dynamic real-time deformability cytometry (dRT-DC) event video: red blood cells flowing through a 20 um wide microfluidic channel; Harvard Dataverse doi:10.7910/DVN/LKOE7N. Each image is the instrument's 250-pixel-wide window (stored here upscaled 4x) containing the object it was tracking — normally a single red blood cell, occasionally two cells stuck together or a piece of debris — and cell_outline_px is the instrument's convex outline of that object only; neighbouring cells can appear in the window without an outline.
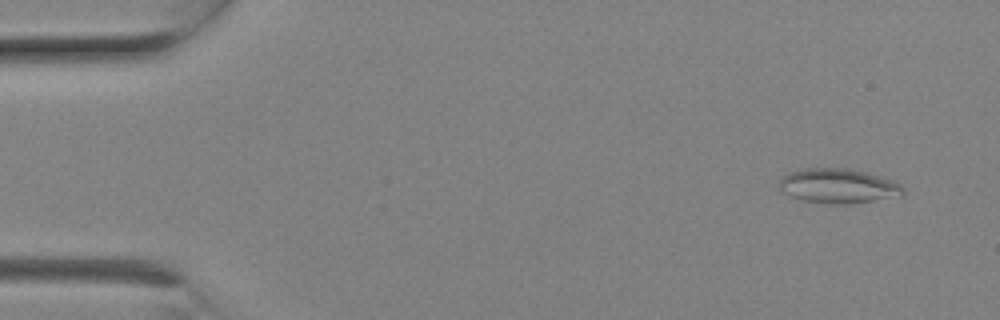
{"species": "Egyptian fruit bat (a non-hibernating species)", "species_latin": "Rousettus aegyptiacus", "temperature_condition": "room temperature", "stored_images_in_passage": 7, "camera_frame_rate_fps": 3000, "um_per_image_px": 0.085, "animal": {"sex": "female"}, "frame": {"image": 1, "passage_image": 1, "time_ms": 0.0, "image_size_px": [1000, 320], "cell_outline_px": [[904, 196], [848, 204], [828, 204], [804, 200], [780, 192], [780, 180], [788, 172], [804, 168], [848, 168], [868, 172], [892, 180], [900, 184], [904, 188]], "centroid_in_image_um": [71.28, 15.8], "position_along_channel_um": 13.7, "area_um2": 25.2}}